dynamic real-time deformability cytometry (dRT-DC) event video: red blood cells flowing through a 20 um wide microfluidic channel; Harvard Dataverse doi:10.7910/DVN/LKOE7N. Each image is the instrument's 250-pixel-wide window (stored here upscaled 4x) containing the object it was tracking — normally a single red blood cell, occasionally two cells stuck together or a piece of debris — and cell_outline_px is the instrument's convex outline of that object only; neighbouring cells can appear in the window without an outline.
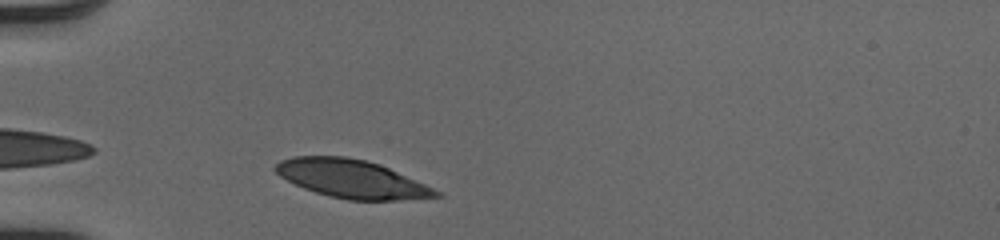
{"species": "human", "species_latin": "Homo sapiens", "temperature_condition": "cold", "stored_images_in_passage": 31, "camera_frame_rate_fps": 3000, "um_per_image_px": 0.085, "donor": {"sex": "male"}, "frame": {"image": 1, "passage_image": 3, "time_ms": 0.667, "image_size_px": [1000, 240], "cell_outline_px": [[444, 196], [400, 200], [348, 200], [328, 196], [304, 188], [280, 176], [272, 168], [280, 160], [292, 156], [344, 156], [364, 160], [388, 168], [424, 184], [440, 192]], "centroid_in_image_um": [29.85, 15.2], "position_along_channel_um": 55.1, "area_um2": 35.32}}
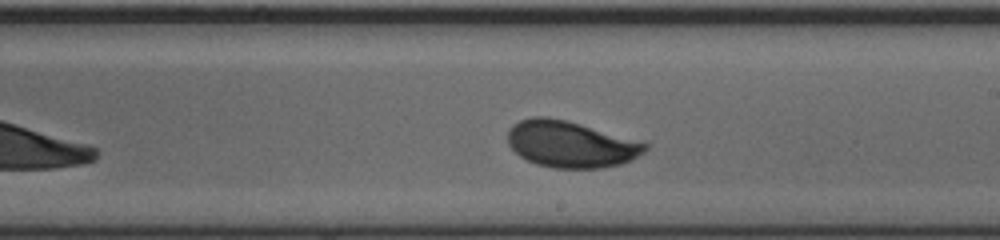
{"frame": {"image": 2, "passage_image": 18, "time_ms": 5.667, "image_size_px": [1000, 240], "cell_outline_px": [[648, 148], [644, 152], [632, 160], [620, 164], [600, 168], [552, 168], [536, 164], [520, 156], [508, 144], [508, 128], [512, 124], [520, 120], [532, 116], [548, 116], [644, 140], [648, 144]], "centroid_in_image_um": [48.54, 12.25], "position_along_channel_um": 240.5, "area_um2": 37.63}}
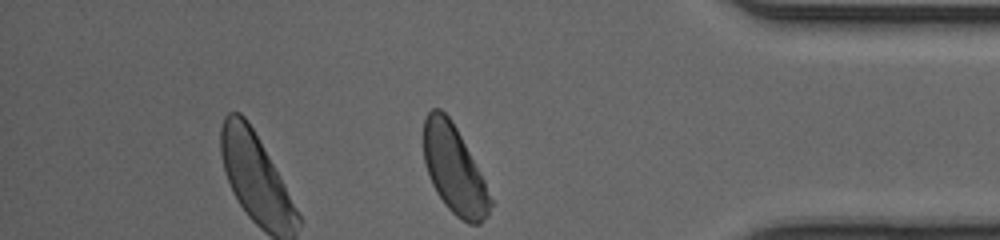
{"frame": {"image": 3, "passage_image": 31, "time_ms": 10.0, "image_size_px": [1000, 240], "cell_outline_px": [[492, 204], [488, 216], [480, 224], [468, 224], [456, 216], [444, 204], [436, 192], [432, 184], [424, 164], [424, 120], [428, 112], [432, 108], [440, 108], [452, 120], [484, 180], [492, 200]], "centroid_in_image_um": [38.6, 14.44], "position_along_channel_um": 396.6, "area_um2": 34.1}, "authors_computed_cell_mechanics": {"area_um2": 36.8186, "velocity_mm_per_s": 4.0592, "shape_relaxation_time_tau1_ms": 2.3384, "shape_relaxation_time_tau2_ms": null, "deformation_change_tau1": 0.1254, "deformation_change_tau2": null}}